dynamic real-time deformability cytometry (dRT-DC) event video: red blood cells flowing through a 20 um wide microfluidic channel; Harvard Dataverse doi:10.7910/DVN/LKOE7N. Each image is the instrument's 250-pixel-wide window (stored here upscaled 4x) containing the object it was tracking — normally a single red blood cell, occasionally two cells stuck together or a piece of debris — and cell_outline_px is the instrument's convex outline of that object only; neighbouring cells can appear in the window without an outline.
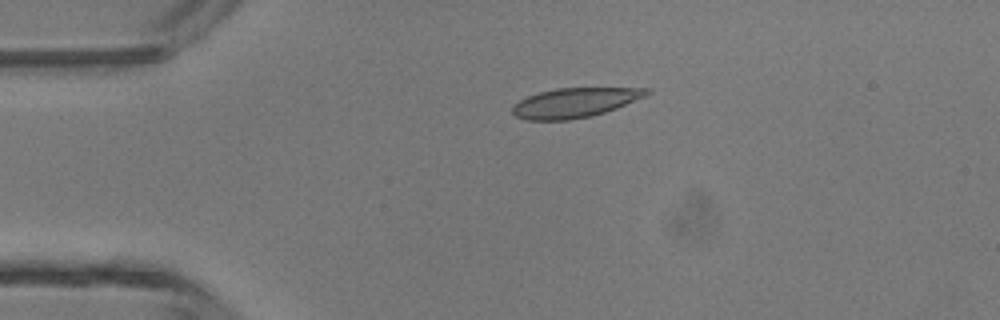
{"species": "common noctule bat (a hibernating species)", "species_latin": "Nyctalus noctula", "temperature_condition": "room temperature", "stored_images_in_passage": 1, "camera_frame_rate_fps": 3000, "um_per_image_px": 0.085, "animal": {"sex": "male", "body_mass_g": 13.3}, "frame": {"image": 1, "passage_image": 1, "time_ms": 0.0, "image_size_px": [1000, 320], "cell_outline_px": [[652, 92], [648, 96], [616, 108], [592, 116], [568, 120], [528, 120], [516, 116], [512, 112], [512, 104], [528, 96], [540, 92], [556, 88], [652, 88]], "centroid_in_image_um": [48.9, 8.72], "position_along_channel_um": 36.1, "area_um2": 23.24}}